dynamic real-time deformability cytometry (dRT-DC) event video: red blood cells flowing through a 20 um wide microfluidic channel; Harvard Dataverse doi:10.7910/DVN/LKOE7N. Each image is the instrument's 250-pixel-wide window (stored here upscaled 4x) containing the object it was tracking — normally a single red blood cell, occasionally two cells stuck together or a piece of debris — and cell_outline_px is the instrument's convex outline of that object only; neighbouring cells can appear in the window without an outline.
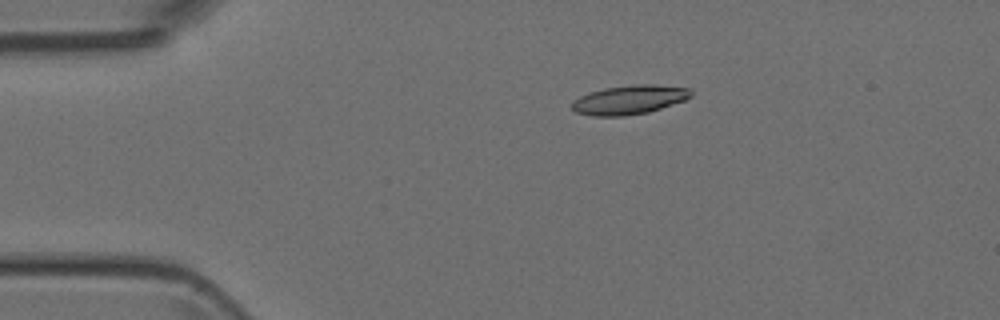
{"species": "Egyptian fruit bat (a non-hibernating species)", "species_latin": "Rousettus aegyptiacus", "temperature_condition": "room temperature", "stored_images_in_passage": 4, "camera_frame_rate_fps": 3000, "um_per_image_px": 0.085, "animal": {"sex": "female"}, "frame": {"image": 1, "passage_image": 3, "time_ms": 2.333, "image_size_px": [1000, 320], "cell_outline_px": [[692, 96], [684, 100], [648, 112], [624, 116], [592, 116], [576, 112], [572, 108], [572, 100], [588, 92], [604, 88], [632, 84], [656, 84], [692, 88]], "centroid_in_image_um": [53.49, 8.46], "position_along_channel_um": 31.5, "area_um2": 20.35}}